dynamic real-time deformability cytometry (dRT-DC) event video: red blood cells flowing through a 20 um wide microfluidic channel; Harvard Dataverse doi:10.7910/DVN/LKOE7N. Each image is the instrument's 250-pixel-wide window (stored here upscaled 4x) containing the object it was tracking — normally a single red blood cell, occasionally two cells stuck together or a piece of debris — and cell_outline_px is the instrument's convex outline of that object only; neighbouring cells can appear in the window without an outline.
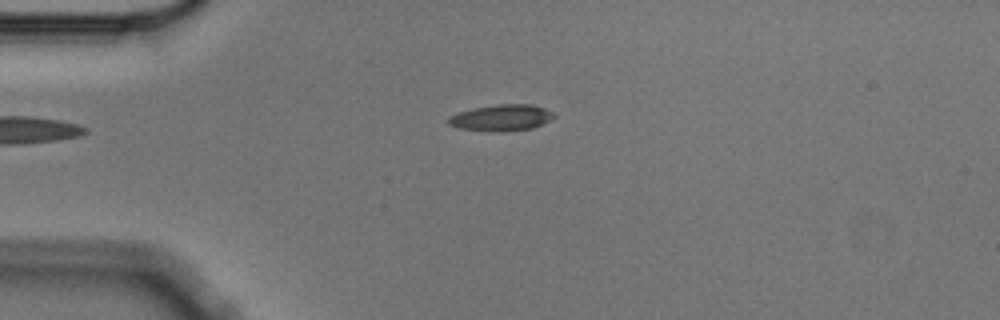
{"species": "Egyptian fruit bat (a non-hibernating species)", "species_latin": "Rousettus aegyptiacus", "temperature_condition": "cold", "stored_images_in_passage": 2, "camera_frame_rate_fps": 3000, "um_per_image_px": 0.085, "animal": {"sex": "male"}, "frame": {"image": 1, "passage_image": 1, "time_ms": 0.0, "image_size_px": [1000, 320], "cell_outline_px": [[556, 116], [532, 128], [504, 132], [492, 132], [460, 128], [448, 124], [448, 116], [472, 108], [500, 104], [532, 104], [544, 108], [552, 112]], "centroid_in_image_um": [42.6, 10.01], "position_along_channel_um": 42.4, "area_um2": 16.13}}